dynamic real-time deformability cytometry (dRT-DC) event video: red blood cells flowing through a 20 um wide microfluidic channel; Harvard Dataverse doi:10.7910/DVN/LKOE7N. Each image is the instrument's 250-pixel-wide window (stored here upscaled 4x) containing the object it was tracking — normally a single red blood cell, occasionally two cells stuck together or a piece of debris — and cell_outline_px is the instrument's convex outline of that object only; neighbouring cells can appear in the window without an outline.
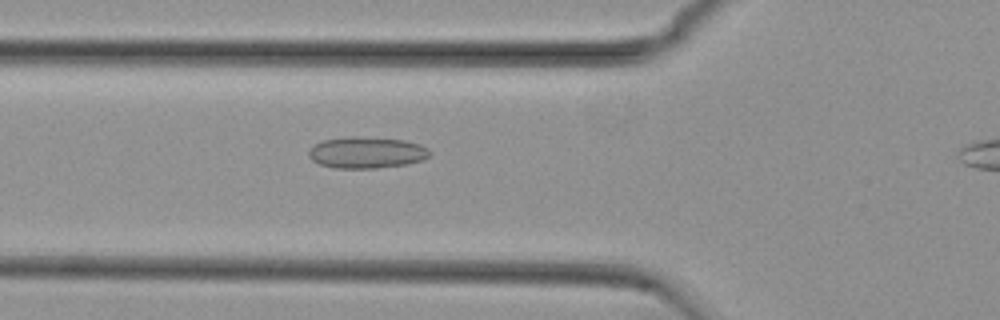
{"species": "common noctule bat (a hibernating species)", "species_latin": "Nyctalus noctula", "temperature_condition": "cold", "stored_images_in_passage": 40, "camera_frame_rate_fps": 3000, "um_per_image_px": 0.085, "animal": {"sex": "female", "body_mass_g": 29.2, "forearm_length_mm": 56.3}, "frame": {"image": 1, "passage_image": 12, "time_ms": 3.667, "image_size_px": [1000, 320], "cell_outline_px": [[432, 152], [424, 160], [404, 164], [376, 168], [336, 168], [320, 164], [312, 160], [308, 156], [308, 148], [324, 140], [348, 136], [360, 136], [404, 140], [420, 144], [428, 148]], "centroid_in_image_um": [31.16, 12.96], "position_along_channel_um": 94.6, "area_um2": 22.25}}
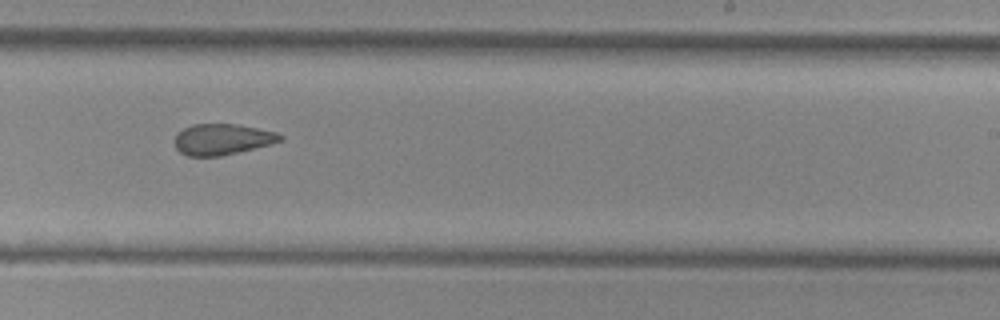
{"frame": {"image": 2, "passage_image": 26, "time_ms": 8.333, "image_size_px": [1000, 320], "cell_outline_px": [[284, 140], [220, 156], [188, 156], [180, 152], [176, 148], [176, 136], [184, 128], [192, 124], [236, 124], [276, 132], [284, 136]], "centroid_in_image_um": [18.89, 11.83], "position_along_channel_um": 270.1, "area_um2": 18.67}}
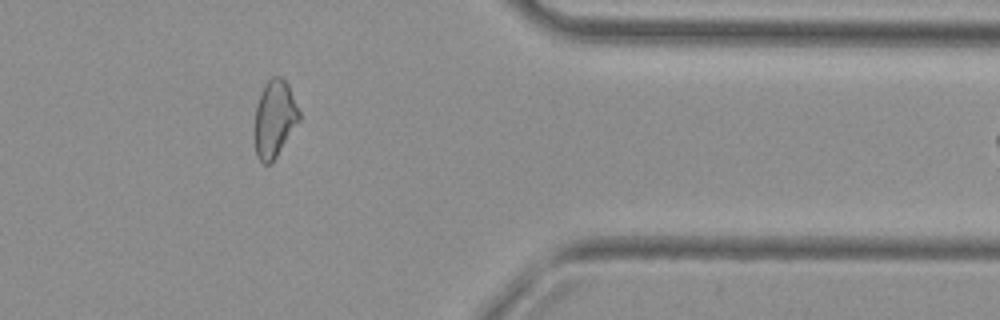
{"frame": {"image": 3, "passage_image": 37, "time_ms": 12.0, "image_size_px": [1000, 320], "cell_outline_px": [[300, 120], [272, 164], [264, 164], [256, 156], [252, 132], [256, 104], [264, 84], [272, 76], [280, 76], [288, 84], [300, 112]], "centroid_in_image_um": [23.29, 10.13], "position_along_channel_um": 388.1, "area_um2": 20.63}}